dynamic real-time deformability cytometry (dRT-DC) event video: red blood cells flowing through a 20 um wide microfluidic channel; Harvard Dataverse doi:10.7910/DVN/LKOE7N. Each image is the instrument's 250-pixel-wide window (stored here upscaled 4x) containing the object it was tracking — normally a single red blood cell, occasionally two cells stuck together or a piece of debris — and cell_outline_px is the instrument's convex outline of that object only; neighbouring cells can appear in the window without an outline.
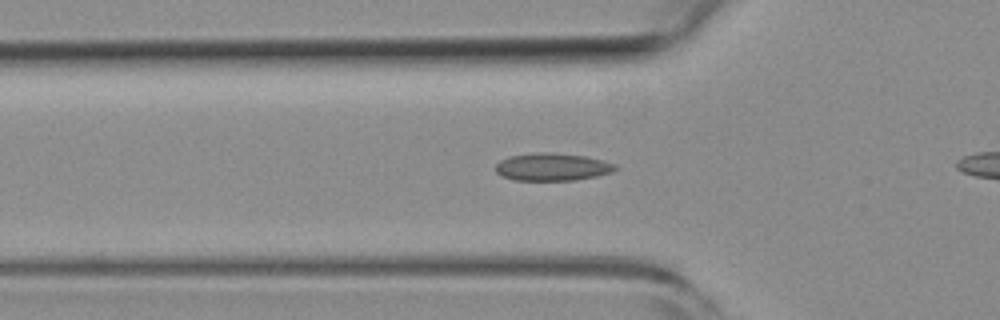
{"species": "common noctule bat (a hibernating species)", "species_latin": "Nyctalus noctula", "temperature_condition": "room temperature", "stored_images_in_passage": 42, "camera_frame_rate_fps": 3000, "um_per_image_px": 0.085, "animal": {"sex": "female", "body_mass_g": 19.3, "forearm_length_mm": 54.1}, "frame": {"image": 1, "passage_image": 16, "time_ms": 5.0, "image_size_px": [1000, 320], "cell_outline_px": [[616, 168], [612, 172], [596, 176], [576, 180], [512, 180], [496, 172], [496, 164], [500, 160], [508, 156], [540, 152], [552, 152], [584, 156], [616, 164]], "centroid_in_image_um": [46.92, 14.19], "position_along_channel_um": 78.9, "area_um2": 19.13}}
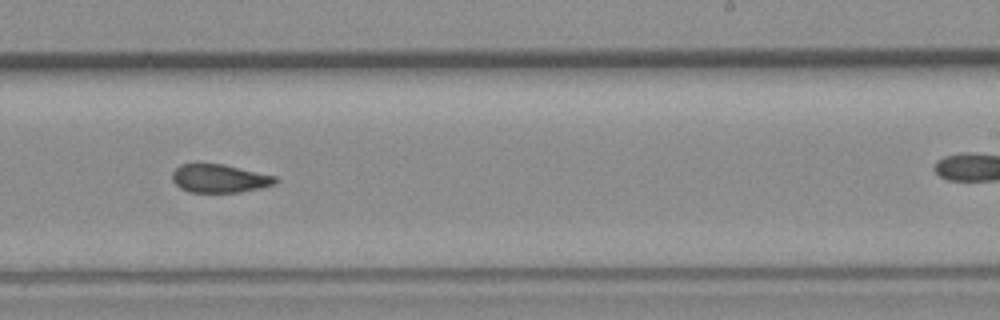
{"frame": {"image": 2, "passage_image": 31, "time_ms": 10.0, "image_size_px": [1000, 320], "cell_outline_px": [[280, 180], [276, 184], [260, 188], [240, 192], [188, 192], [180, 188], [172, 180], [172, 172], [180, 164], [224, 164], [276, 176]], "centroid_in_image_um": [18.68, 15.17], "position_along_channel_um": 270.3, "area_um2": 17.11}}
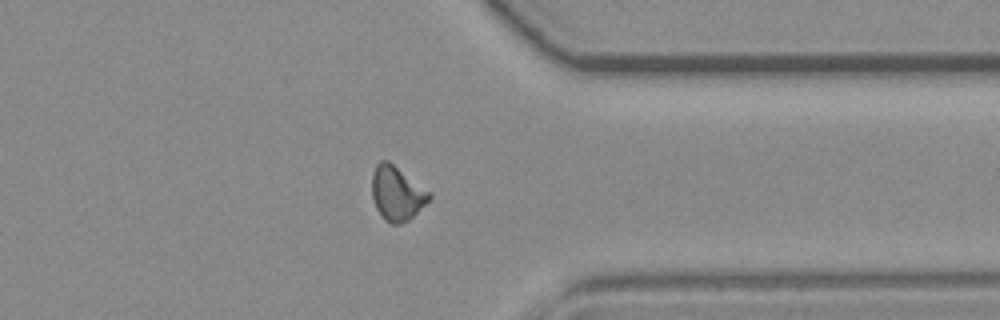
{"frame": {"image": 3, "passage_image": 40, "time_ms": 13.0, "image_size_px": [1000, 320], "cell_outline_px": [[432, 196], [408, 220], [400, 224], [392, 224], [384, 220], [376, 208], [372, 196], [372, 172], [376, 164], [380, 160], [388, 160], [432, 192]], "centroid_in_image_um": [33.72, 16.41], "position_along_channel_um": 377.7, "area_um2": 18.15}}